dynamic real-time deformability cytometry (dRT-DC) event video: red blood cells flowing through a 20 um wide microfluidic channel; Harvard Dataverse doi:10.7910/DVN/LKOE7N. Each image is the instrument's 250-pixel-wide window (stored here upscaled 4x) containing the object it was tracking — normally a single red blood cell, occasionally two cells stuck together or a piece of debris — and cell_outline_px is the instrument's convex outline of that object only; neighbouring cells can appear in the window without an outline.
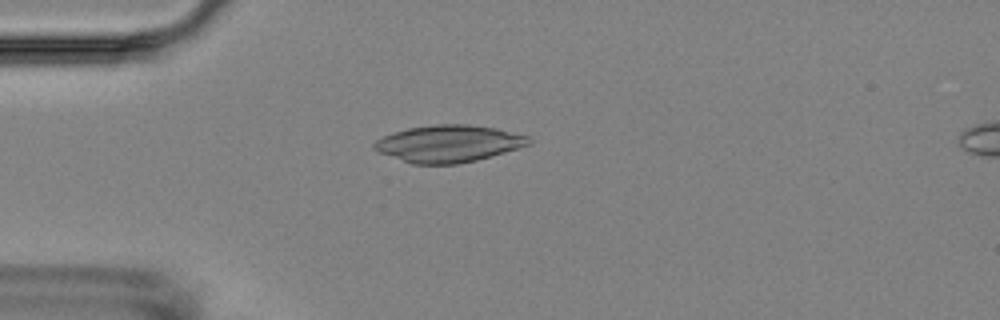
{"species": "Egyptian fruit bat (a non-hibernating species)", "species_latin": "Rousettus aegyptiacus", "temperature_condition": "room temperature", "stored_images_in_passage": 3, "camera_frame_rate_fps": 3000, "um_per_image_px": 0.085, "animal": {"sex": "female"}, "frame": {"image": 1, "passage_image": 3, "time_ms": 2.333, "image_size_px": [1000, 320], "cell_outline_px": [[532, 140], [528, 144], [504, 152], [476, 160], [456, 164], [412, 164], [376, 152], [372, 148], [372, 144], [376, 140], [392, 132], [408, 128], [436, 124], [468, 124], [496, 128], [528, 136]], "centroid_in_image_um": [38.05, 12.21], "position_along_channel_um": 46.9, "area_um2": 33.29}}